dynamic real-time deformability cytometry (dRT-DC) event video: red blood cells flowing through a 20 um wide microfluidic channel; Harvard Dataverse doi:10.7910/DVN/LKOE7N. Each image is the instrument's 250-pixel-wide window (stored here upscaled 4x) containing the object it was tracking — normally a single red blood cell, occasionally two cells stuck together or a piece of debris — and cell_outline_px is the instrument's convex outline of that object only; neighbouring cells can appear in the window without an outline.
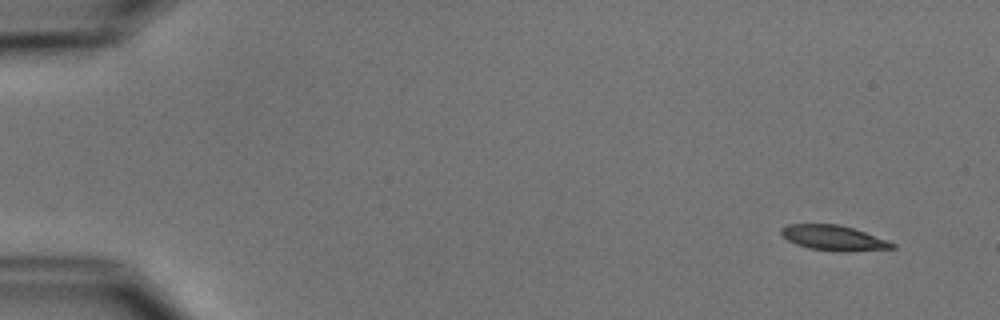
{"species": "common noctule bat (a hibernating species)", "species_latin": "Nyctalus noctula", "temperature_condition": "cold", "stored_images_in_passage": 5, "camera_frame_rate_fps": 3000, "um_per_image_px": 0.085, "animal": {"sex": "male", "body_mass_g": 15.6}, "frame": {"image": 1, "passage_image": 1, "time_ms": 0.0, "image_size_px": [1000, 320], "cell_outline_px": [[896, 248], [848, 252], [840, 252], [808, 248], [796, 244], [788, 240], [780, 232], [780, 228], [788, 224], [840, 224], [888, 240], [896, 244]], "centroid_in_image_um": [70.87, 20.23], "position_along_channel_um": 14.1, "area_um2": 16.36}}
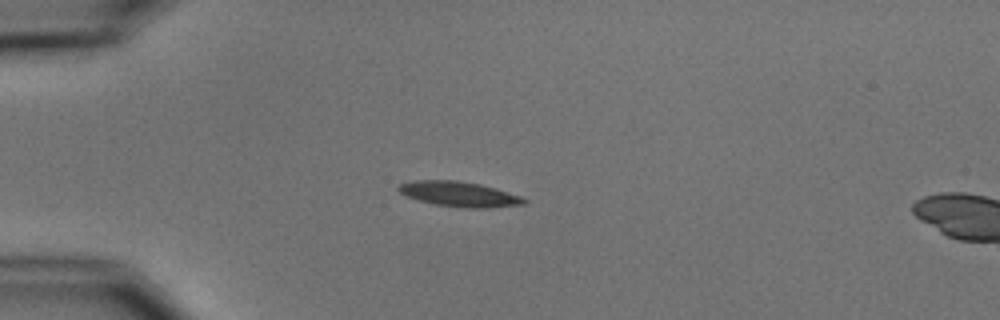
{"frame": {"image": 2, "passage_image": 4, "time_ms": 3.667, "image_size_px": [1000, 320], "cell_outline_px": [[528, 204], [488, 208], [468, 208], [436, 204], [420, 200], [408, 196], [400, 192], [396, 188], [400, 184], [412, 180], [456, 180], [480, 184], [496, 188], [520, 196], [528, 200]], "centroid_in_image_um": [39.08, 16.49], "position_along_channel_um": 45.9, "area_um2": 18.26}}